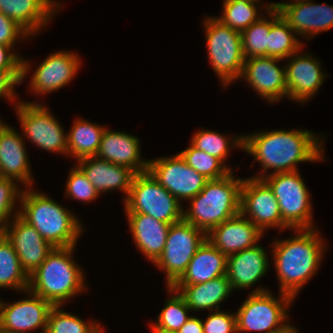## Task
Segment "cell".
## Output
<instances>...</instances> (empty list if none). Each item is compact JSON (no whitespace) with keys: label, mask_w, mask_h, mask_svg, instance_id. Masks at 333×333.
I'll use <instances>...</instances> for the list:
<instances>
[{"label":"cell","mask_w":333,"mask_h":333,"mask_svg":"<svg viewBox=\"0 0 333 333\" xmlns=\"http://www.w3.org/2000/svg\"><path fill=\"white\" fill-rule=\"evenodd\" d=\"M149 327L151 329V333H177L176 331H168V330H164L161 329L159 327H156L153 323H149Z\"/></svg>","instance_id":"obj_46"},{"label":"cell","mask_w":333,"mask_h":333,"mask_svg":"<svg viewBox=\"0 0 333 333\" xmlns=\"http://www.w3.org/2000/svg\"><path fill=\"white\" fill-rule=\"evenodd\" d=\"M315 134L308 129H279L243 135V151L262 167L261 173L252 177L263 179L275 173L297 171L300 162L325 160V136ZM270 169L271 173H267Z\"/></svg>","instance_id":"obj_1"},{"label":"cell","mask_w":333,"mask_h":333,"mask_svg":"<svg viewBox=\"0 0 333 333\" xmlns=\"http://www.w3.org/2000/svg\"><path fill=\"white\" fill-rule=\"evenodd\" d=\"M94 333H106L103 326H100Z\"/></svg>","instance_id":"obj_47"},{"label":"cell","mask_w":333,"mask_h":333,"mask_svg":"<svg viewBox=\"0 0 333 333\" xmlns=\"http://www.w3.org/2000/svg\"><path fill=\"white\" fill-rule=\"evenodd\" d=\"M179 154L187 165L203 175L208 180H216L227 176L234 170L225 165L220 159L195 148L191 143L189 147L180 151Z\"/></svg>","instance_id":"obj_35"},{"label":"cell","mask_w":333,"mask_h":333,"mask_svg":"<svg viewBox=\"0 0 333 333\" xmlns=\"http://www.w3.org/2000/svg\"><path fill=\"white\" fill-rule=\"evenodd\" d=\"M274 333H299V330L297 327L290 324V322H289V324L285 328H283L280 331L274 332Z\"/></svg>","instance_id":"obj_45"},{"label":"cell","mask_w":333,"mask_h":333,"mask_svg":"<svg viewBox=\"0 0 333 333\" xmlns=\"http://www.w3.org/2000/svg\"><path fill=\"white\" fill-rule=\"evenodd\" d=\"M202 323L204 333H237L236 315L221 309L210 311Z\"/></svg>","instance_id":"obj_40"},{"label":"cell","mask_w":333,"mask_h":333,"mask_svg":"<svg viewBox=\"0 0 333 333\" xmlns=\"http://www.w3.org/2000/svg\"><path fill=\"white\" fill-rule=\"evenodd\" d=\"M177 333H204L202 319L190 315L187 322L177 331Z\"/></svg>","instance_id":"obj_44"},{"label":"cell","mask_w":333,"mask_h":333,"mask_svg":"<svg viewBox=\"0 0 333 333\" xmlns=\"http://www.w3.org/2000/svg\"><path fill=\"white\" fill-rule=\"evenodd\" d=\"M105 128L84 118L74 120L67 133V157L72 156L78 161L96 156Z\"/></svg>","instance_id":"obj_29"},{"label":"cell","mask_w":333,"mask_h":333,"mask_svg":"<svg viewBox=\"0 0 333 333\" xmlns=\"http://www.w3.org/2000/svg\"><path fill=\"white\" fill-rule=\"evenodd\" d=\"M301 50L285 59L287 98L304 104L318 92L327 74L322 70L321 60Z\"/></svg>","instance_id":"obj_16"},{"label":"cell","mask_w":333,"mask_h":333,"mask_svg":"<svg viewBox=\"0 0 333 333\" xmlns=\"http://www.w3.org/2000/svg\"><path fill=\"white\" fill-rule=\"evenodd\" d=\"M281 59L269 56L247 58L240 79L245 80L258 95L272 104L287 99L285 67H279Z\"/></svg>","instance_id":"obj_17"},{"label":"cell","mask_w":333,"mask_h":333,"mask_svg":"<svg viewBox=\"0 0 333 333\" xmlns=\"http://www.w3.org/2000/svg\"><path fill=\"white\" fill-rule=\"evenodd\" d=\"M22 70H1L0 69V98L8 99L15 103L17 99L16 85L21 84Z\"/></svg>","instance_id":"obj_43"},{"label":"cell","mask_w":333,"mask_h":333,"mask_svg":"<svg viewBox=\"0 0 333 333\" xmlns=\"http://www.w3.org/2000/svg\"><path fill=\"white\" fill-rule=\"evenodd\" d=\"M233 171L227 176L208 180L201 192L189 200L183 209V219L206 234L224 221L240 213L243 178H235Z\"/></svg>","instance_id":"obj_5"},{"label":"cell","mask_w":333,"mask_h":333,"mask_svg":"<svg viewBox=\"0 0 333 333\" xmlns=\"http://www.w3.org/2000/svg\"><path fill=\"white\" fill-rule=\"evenodd\" d=\"M60 4L55 0H0V12L17 22L33 37L48 26L53 16L60 11Z\"/></svg>","instance_id":"obj_25"},{"label":"cell","mask_w":333,"mask_h":333,"mask_svg":"<svg viewBox=\"0 0 333 333\" xmlns=\"http://www.w3.org/2000/svg\"><path fill=\"white\" fill-rule=\"evenodd\" d=\"M263 180L272 189L281 212L282 220L291 229L316 228L313 222L312 202L310 192L299 173H275Z\"/></svg>","instance_id":"obj_9"},{"label":"cell","mask_w":333,"mask_h":333,"mask_svg":"<svg viewBox=\"0 0 333 333\" xmlns=\"http://www.w3.org/2000/svg\"><path fill=\"white\" fill-rule=\"evenodd\" d=\"M205 240L206 233L184 219L170 225L165 248L153 263L166 275L167 287L172 286L182 276Z\"/></svg>","instance_id":"obj_11"},{"label":"cell","mask_w":333,"mask_h":333,"mask_svg":"<svg viewBox=\"0 0 333 333\" xmlns=\"http://www.w3.org/2000/svg\"><path fill=\"white\" fill-rule=\"evenodd\" d=\"M62 309V306L51 309L45 333H94L101 326L98 321L87 322Z\"/></svg>","instance_id":"obj_37"},{"label":"cell","mask_w":333,"mask_h":333,"mask_svg":"<svg viewBox=\"0 0 333 333\" xmlns=\"http://www.w3.org/2000/svg\"><path fill=\"white\" fill-rule=\"evenodd\" d=\"M26 189V190H25ZM23 188L19 216L54 248L77 246L83 224L76 214L32 187Z\"/></svg>","instance_id":"obj_3"},{"label":"cell","mask_w":333,"mask_h":333,"mask_svg":"<svg viewBox=\"0 0 333 333\" xmlns=\"http://www.w3.org/2000/svg\"><path fill=\"white\" fill-rule=\"evenodd\" d=\"M65 196L74 201L90 203L100 197V194L86 178L83 171L75 164L67 176Z\"/></svg>","instance_id":"obj_39"},{"label":"cell","mask_w":333,"mask_h":333,"mask_svg":"<svg viewBox=\"0 0 333 333\" xmlns=\"http://www.w3.org/2000/svg\"><path fill=\"white\" fill-rule=\"evenodd\" d=\"M293 301L287 294L279 292L275 298L269 289L255 287L235 313L237 333H274L282 330L289 324L287 311Z\"/></svg>","instance_id":"obj_6"},{"label":"cell","mask_w":333,"mask_h":333,"mask_svg":"<svg viewBox=\"0 0 333 333\" xmlns=\"http://www.w3.org/2000/svg\"><path fill=\"white\" fill-rule=\"evenodd\" d=\"M190 142L195 148L220 159L224 164L233 148L243 150L244 147L243 135L228 138L225 134L208 129L194 133Z\"/></svg>","instance_id":"obj_33"},{"label":"cell","mask_w":333,"mask_h":333,"mask_svg":"<svg viewBox=\"0 0 333 333\" xmlns=\"http://www.w3.org/2000/svg\"><path fill=\"white\" fill-rule=\"evenodd\" d=\"M77 166L99 194L119 190L127 199L136 173L124 166L110 163L96 156L77 161Z\"/></svg>","instance_id":"obj_24"},{"label":"cell","mask_w":333,"mask_h":333,"mask_svg":"<svg viewBox=\"0 0 333 333\" xmlns=\"http://www.w3.org/2000/svg\"><path fill=\"white\" fill-rule=\"evenodd\" d=\"M29 287V276L6 237L0 233V289H14L23 292Z\"/></svg>","instance_id":"obj_31"},{"label":"cell","mask_w":333,"mask_h":333,"mask_svg":"<svg viewBox=\"0 0 333 333\" xmlns=\"http://www.w3.org/2000/svg\"><path fill=\"white\" fill-rule=\"evenodd\" d=\"M2 234L11 243L28 276L33 274L54 249L32 225L19 215L6 225Z\"/></svg>","instance_id":"obj_19"},{"label":"cell","mask_w":333,"mask_h":333,"mask_svg":"<svg viewBox=\"0 0 333 333\" xmlns=\"http://www.w3.org/2000/svg\"><path fill=\"white\" fill-rule=\"evenodd\" d=\"M15 102L23 139L42 150L67 156V133L48 106L33 101Z\"/></svg>","instance_id":"obj_10"},{"label":"cell","mask_w":333,"mask_h":333,"mask_svg":"<svg viewBox=\"0 0 333 333\" xmlns=\"http://www.w3.org/2000/svg\"><path fill=\"white\" fill-rule=\"evenodd\" d=\"M263 232L241 213L214 227L206 234L208 240L226 257L258 244Z\"/></svg>","instance_id":"obj_21"},{"label":"cell","mask_w":333,"mask_h":333,"mask_svg":"<svg viewBox=\"0 0 333 333\" xmlns=\"http://www.w3.org/2000/svg\"><path fill=\"white\" fill-rule=\"evenodd\" d=\"M135 247L154 263L162 254L170 224L142 213H125Z\"/></svg>","instance_id":"obj_26"},{"label":"cell","mask_w":333,"mask_h":333,"mask_svg":"<svg viewBox=\"0 0 333 333\" xmlns=\"http://www.w3.org/2000/svg\"><path fill=\"white\" fill-rule=\"evenodd\" d=\"M167 288L170 297L165 300L157 320L151 323L161 329L177 332L190 318L191 309L178 291L171 286Z\"/></svg>","instance_id":"obj_36"},{"label":"cell","mask_w":333,"mask_h":333,"mask_svg":"<svg viewBox=\"0 0 333 333\" xmlns=\"http://www.w3.org/2000/svg\"><path fill=\"white\" fill-rule=\"evenodd\" d=\"M32 37L24 28H22L17 22L7 17L0 12V43L16 47V42L23 41Z\"/></svg>","instance_id":"obj_41"},{"label":"cell","mask_w":333,"mask_h":333,"mask_svg":"<svg viewBox=\"0 0 333 333\" xmlns=\"http://www.w3.org/2000/svg\"><path fill=\"white\" fill-rule=\"evenodd\" d=\"M227 257L208 240L198 248L185 272L173 285H195L226 275Z\"/></svg>","instance_id":"obj_27"},{"label":"cell","mask_w":333,"mask_h":333,"mask_svg":"<svg viewBox=\"0 0 333 333\" xmlns=\"http://www.w3.org/2000/svg\"><path fill=\"white\" fill-rule=\"evenodd\" d=\"M23 293L26 298L13 303L0 298V328L10 333H29L41 328L40 333H45L48 315L54 306L29 289Z\"/></svg>","instance_id":"obj_14"},{"label":"cell","mask_w":333,"mask_h":333,"mask_svg":"<svg viewBox=\"0 0 333 333\" xmlns=\"http://www.w3.org/2000/svg\"><path fill=\"white\" fill-rule=\"evenodd\" d=\"M171 287L184 298L191 312L219 310L220 303L225 302L233 291L227 275L195 285H172Z\"/></svg>","instance_id":"obj_28"},{"label":"cell","mask_w":333,"mask_h":333,"mask_svg":"<svg viewBox=\"0 0 333 333\" xmlns=\"http://www.w3.org/2000/svg\"><path fill=\"white\" fill-rule=\"evenodd\" d=\"M125 213H142L164 223L183 219V205L148 172L135 175L127 199Z\"/></svg>","instance_id":"obj_8"},{"label":"cell","mask_w":333,"mask_h":333,"mask_svg":"<svg viewBox=\"0 0 333 333\" xmlns=\"http://www.w3.org/2000/svg\"><path fill=\"white\" fill-rule=\"evenodd\" d=\"M139 140L132 134L109 130L106 127L96 157L127 167L136 174L146 172L149 160L141 158V142Z\"/></svg>","instance_id":"obj_22"},{"label":"cell","mask_w":333,"mask_h":333,"mask_svg":"<svg viewBox=\"0 0 333 333\" xmlns=\"http://www.w3.org/2000/svg\"><path fill=\"white\" fill-rule=\"evenodd\" d=\"M304 42L280 16L270 27L268 33V56L282 60L301 50Z\"/></svg>","instance_id":"obj_34"},{"label":"cell","mask_w":333,"mask_h":333,"mask_svg":"<svg viewBox=\"0 0 333 333\" xmlns=\"http://www.w3.org/2000/svg\"><path fill=\"white\" fill-rule=\"evenodd\" d=\"M25 140L13 127L0 124V177L13 179L24 188L33 187V175Z\"/></svg>","instance_id":"obj_20"},{"label":"cell","mask_w":333,"mask_h":333,"mask_svg":"<svg viewBox=\"0 0 333 333\" xmlns=\"http://www.w3.org/2000/svg\"><path fill=\"white\" fill-rule=\"evenodd\" d=\"M281 17L298 36L309 39L333 28V6L311 0L276 2Z\"/></svg>","instance_id":"obj_15"},{"label":"cell","mask_w":333,"mask_h":333,"mask_svg":"<svg viewBox=\"0 0 333 333\" xmlns=\"http://www.w3.org/2000/svg\"><path fill=\"white\" fill-rule=\"evenodd\" d=\"M147 171L181 204V200H190L201 192L208 181L187 165L179 153L169 157L150 159Z\"/></svg>","instance_id":"obj_13"},{"label":"cell","mask_w":333,"mask_h":333,"mask_svg":"<svg viewBox=\"0 0 333 333\" xmlns=\"http://www.w3.org/2000/svg\"><path fill=\"white\" fill-rule=\"evenodd\" d=\"M267 251L259 243L227 257L226 275L232 289H249L266 276L270 264Z\"/></svg>","instance_id":"obj_23"},{"label":"cell","mask_w":333,"mask_h":333,"mask_svg":"<svg viewBox=\"0 0 333 333\" xmlns=\"http://www.w3.org/2000/svg\"><path fill=\"white\" fill-rule=\"evenodd\" d=\"M249 1H253V2H256V3H258V6H260L261 5V0H249ZM260 2V3H259ZM260 4V5H259Z\"/></svg>","instance_id":"obj_48"},{"label":"cell","mask_w":333,"mask_h":333,"mask_svg":"<svg viewBox=\"0 0 333 333\" xmlns=\"http://www.w3.org/2000/svg\"><path fill=\"white\" fill-rule=\"evenodd\" d=\"M204 20L202 25L206 33L208 60L223 88H227L238 80L242 73L245 57L241 32L223 25L214 16H207Z\"/></svg>","instance_id":"obj_7"},{"label":"cell","mask_w":333,"mask_h":333,"mask_svg":"<svg viewBox=\"0 0 333 333\" xmlns=\"http://www.w3.org/2000/svg\"><path fill=\"white\" fill-rule=\"evenodd\" d=\"M14 48L0 43V69L1 70H22L21 84L23 79L30 72L31 61L21 57L19 53L13 51ZM31 63V64H30Z\"/></svg>","instance_id":"obj_42"},{"label":"cell","mask_w":333,"mask_h":333,"mask_svg":"<svg viewBox=\"0 0 333 333\" xmlns=\"http://www.w3.org/2000/svg\"><path fill=\"white\" fill-rule=\"evenodd\" d=\"M0 333H10L0 328Z\"/></svg>","instance_id":"obj_49"},{"label":"cell","mask_w":333,"mask_h":333,"mask_svg":"<svg viewBox=\"0 0 333 333\" xmlns=\"http://www.w3.org/2000/svg\"><path fill=\"white\" fill-rule=\"evenodd\" d=\"M241 32L242 50L245 59L268 56V33L271 25L281 16L277 8L268 10Z\"/></svg>","instance_id":"obj_32"},{"label":"cell","mask_w":333,"mask_h":333,"mask_svg":"<svg viewBox=\"0 0 333 333\" xmlns=\"http://www.w3.org/2000/svg\"><path fill=\"white\" fill-rule=\"evenodd\" d=\"M76 246L54 248L29 276L28 289L53 306H64L88 288L83 269L73 259Z\"/></svg>","instance_id":"obj_4"},{"label":"cell","mask_w":333,"mask_h":333,"mask_svg":"<svg viewBox=\"0 0 333 333\" xmlns=\"http://www.w3.org/2000/svg\"><path fill=\"white\" fill-rule=\"evenodd\" d=\"M77 53L58 51L41 62L30 77L28 90L36 95H45L63 88L77 75L82 62Z\"/></svg>","instance_id":"obj_18"},{"label":"cell","mask_w":333,"mask_h":333,"mask_svg":"<svg viewBox=\"0 0 333 333\" xmlns=\"http://www.w3.org/2000/svg\"><path fill=\"white\" fill-rule=\"evenodd\" d=\"M292 231L294 237L272 242L271 255L279 292L295 300L301 288L318 272L328 247L317 227Z\"/></svg>","instance_id":"obj_2"},{"label":"cell","mask_w":333,"mask_h":333,"mask_svg":"<svg viewBox=\"0 0 333 333\" xmlns=\"http://www.w3.org/2000/svg\"><path fill=\"white\" fill-rule=\"evenodd\" d=\"M257 4L258 3L249 0H223V13L215 18L223 25L238 32H242L263 16L259 12L260 8L261 10L264 9L263 12L277 8L275 2H271L267 5H264L263 2L262 7H258Z\"/></svg>","instance_id":"obj_30"},{"label":"cell","mask_w":333,"mask_h":333,"mask_svg":"<svg viewBox=\"0 0 333 333\" xmlns=\"http://www.w3.org/2000/svg\"><path fill=\"white\" fill-rule=\"evenodd\" d=\"M20 188L15 180L0 177V233L15 216L19 215L16 203H20L23 190Z\"/></svg>","instance_id":"obj_38"},{"label":"cell","mask_w":333,"mask_h":333,"mask_svg":"<svg viewBox=\"0 0 333 333\" xmlns=\"http://www.w3.org/2000/svg\"><path fill=\"white\" fill-rule=\"evenodd\" d=\"M240 213L265 234L266 229L292 230L281 217L279 203L269 185L259 178H244L241 186ZM248 216V217H247Z\"/></svg>","instance_id":"obj_12"}]
</instances>
